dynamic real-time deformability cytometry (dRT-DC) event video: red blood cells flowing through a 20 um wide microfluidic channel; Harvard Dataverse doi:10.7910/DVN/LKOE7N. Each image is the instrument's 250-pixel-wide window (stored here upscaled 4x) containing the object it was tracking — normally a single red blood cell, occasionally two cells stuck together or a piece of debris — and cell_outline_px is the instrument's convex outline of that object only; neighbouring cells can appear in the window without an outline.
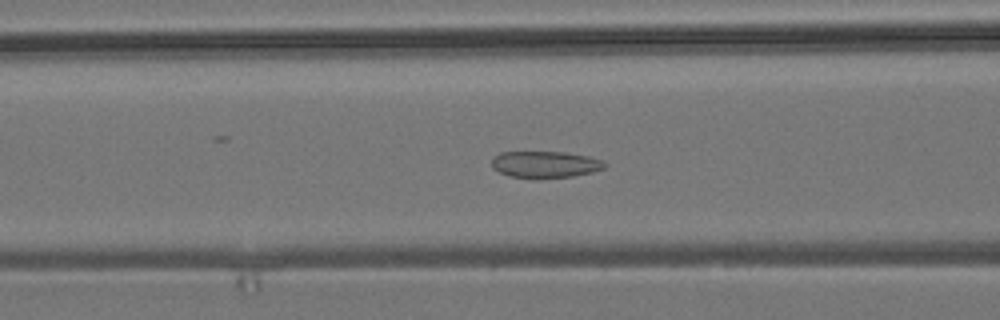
{"species": "common noctule bat (a hibernating species)", "species_latin": "Nyctalus noctula", "temperature_condition": "room temperature", "stored_images_in_passage": 44, "camera_frame_rate_fps": 3000, "um_per_image_px": 0.085, "animal": {"sex": "male", "body_mass_g": 19.2, "forearm_length_mm": 51.8}, "frame": {"image": 1, "passage_image": 21, "time_ms": 6.667, "image_size_px": [1000, 320], "cell_outline_px": [[608, 164], [604, 168], [592, 172], [572, 176], [536, 180], [512, 176], [500, 172], [492, 168], [492, 156], [500, 152], [564, 152], [588, 156], [600, 160]], "centroid_in_image_um": [46.31, 13.99], "position_along_channel_um": 120.3, "area_um2": 17.8}}
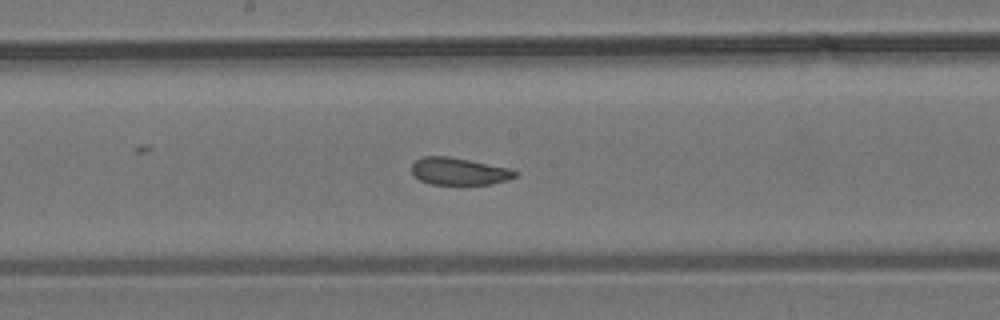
{"frame": {"image": 2, "passage_image": 28, "time_ms": 9.0, "image_size_px": [1000, 320], "cell_outline_px": [[516, 176], [508, 180], [488, 184], [464, 188], [428, 184], [420, 180], [412, 172], [412, 164], [416, 160], [424, 156], [448, 156], [508, 168], [516, 172]], "centroid_in_image_um": [38.98, 14.62], "position_along_channel_um": 209.2, "area_um2": 16.99}}
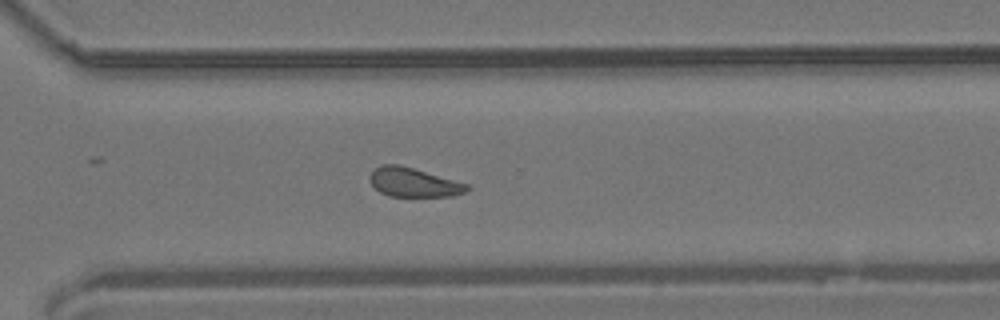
{"frame": {"image": 3, "passage_image": 38, "time_ms": 12.333, "image_size_px": [1000, 320], "cell_outline_px": [[472, 188], [464, 192], [452, 196], [388, 196], [380, 192], [368, 180], [368, 176], [380, 164], [400, 164], [468, 184]], "centroid_in_image_um": [35.13, 15.49], "position_along_channel_um": 335.5, "area_um2": 16.47}, "authors_computed_cell_mechanics": {"area_um2": 18.785, "velocity_mm_per_s": 3.8004, "shape_relaxation_time_tau1_ms": null, "shape_relaxation_time_tau2_ms": 2.4293, "deformation_change_tau1": null, "deformation_change_tau2": 0.0654}}